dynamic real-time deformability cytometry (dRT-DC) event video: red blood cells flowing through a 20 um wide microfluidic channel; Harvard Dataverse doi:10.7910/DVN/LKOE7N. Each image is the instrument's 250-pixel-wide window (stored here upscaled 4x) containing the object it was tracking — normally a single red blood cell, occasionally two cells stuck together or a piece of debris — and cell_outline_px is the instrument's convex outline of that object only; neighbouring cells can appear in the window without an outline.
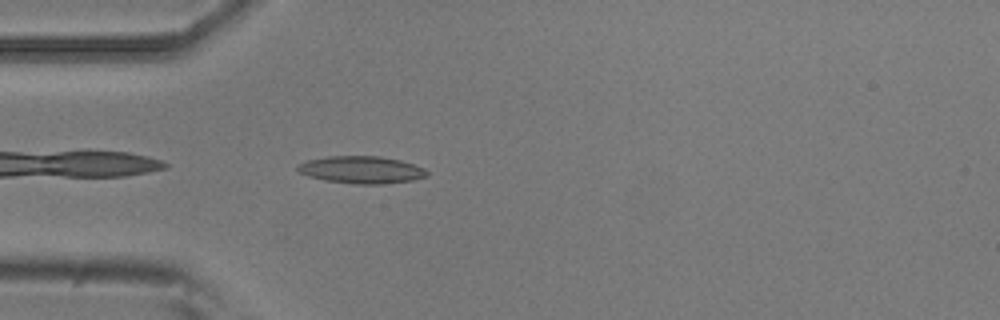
{"species": "common noctule bat (a hibernating species)", "species_latin": "Nyctalus noctula", "temperature_condition": "room temperature", "stored_images_in_passage": 1, "camera_frame_rate_fps": 3000, "um_per_image_px": 0.085, "animal": {"sex": "male", "body_mass_g": 20.5, "forearm_length_mm": 52.5}, "frame": {"image": 1, "passage_image": 1, "time_ms": 0.0, "image_size_px": [1000, 320], "cell_outline_px": [[428, 176], [412, 180], [380, 184], [352, 184], [324, 180], [308, 176], [300, 172], [296, 168], [300, 164], [308, 160], [328, 156], [380, 156], [400, 160], [424, 168], [428, 172]], "centroid_in_image_um": [30.73, 14.43], "position_along_channel_um": 54.3, "area_um2": 20.46}}